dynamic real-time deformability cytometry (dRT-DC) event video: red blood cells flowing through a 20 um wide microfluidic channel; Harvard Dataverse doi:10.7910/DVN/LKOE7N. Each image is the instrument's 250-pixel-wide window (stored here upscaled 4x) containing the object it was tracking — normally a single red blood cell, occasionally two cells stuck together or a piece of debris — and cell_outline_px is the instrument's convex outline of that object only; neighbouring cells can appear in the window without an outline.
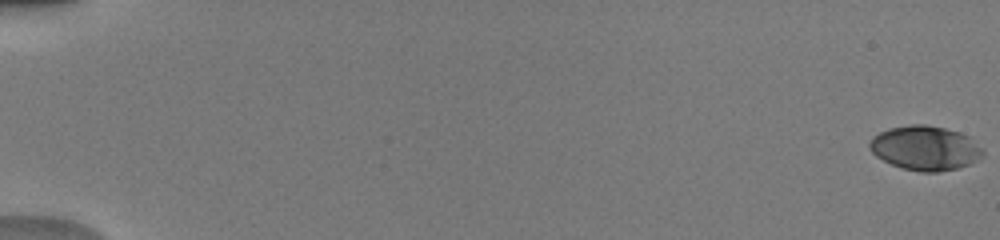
{"species": "human", "species_latin": "Homo sapiens", "temperature_condition": "warm", "stored_images_in_passage": 52, "camera_frame_rate_fps": 3000, "um_per_image_px": 0.085, "donor": {"sex": "male"}, "frame": {"image": 1, "passage_image": 1, "time_ms": 0.0, "image_size_px": [1000, 240], "cell_outline_px": [[984, 152], [976, 160], [968, 164], [956, 168], [936, 172], [920, 172], [900, 168], [876, 156], [868, 148], [868, 144], [872, 136], [888, 128], [908, 124], [924, 124], [944, 128], [960, 132], [968, 136], [984, 148]], "centroid_in_image_um": [78.61, 12.57], "position_along_channel_um": 6.4, "area_um2": 29.42}}
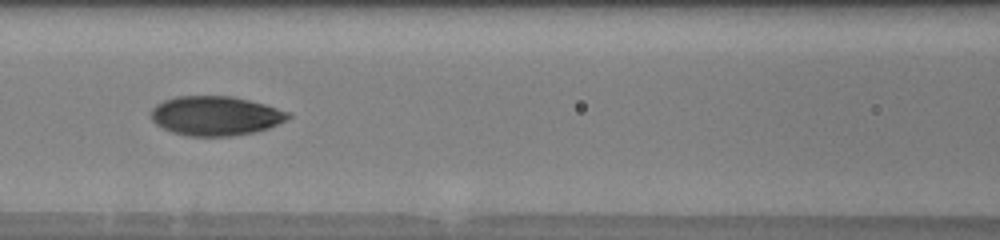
{"frame": {"image": 2, "passage_image": 26, "time_ms": 8.333, "image_size_px": [1000, 240], "cell_outline_px": [[292, 116], [268, 128], [252, 132], [232, 136], [188, 136], [172, 132], [156, 124], [152, 120], [152, 108], [156, 104], [164, 100], [176, 96], [232, 96], [264, 104], [292, 112]], "centroid_in_image_um": [18.32, 9.84], "position_along_channel_um": 148.3, "area_um2": 31.33}}
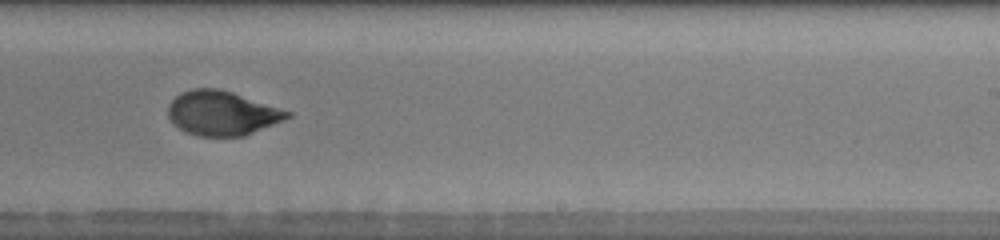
{"frame": {"image": 3, "passage_image": 35, "time_ms": 11.333, "image_size_px": [1000, 240], "cell_outline_px": [[292, 116], [284, 120], [244, 136], [200, 136], [184, 132], [172, 124], [168, 116], [168, 104], [180, 92], [192, 88], [220, 88], [292, 112]], "centroid_in_image_um": [18.84, 9.62], "position_along_channel_um": 270.2, "area_um2": 30.98}, "authors_computed_cell_mechanics": {"area_um2": 30.5473, "velocity_mm_per_s": 4.0711, "shape_relaxation_time_tau1_ms": 4.9262, "shape_relaxation_time_tau2_ms": 0.7482, "deformation_change_tau1": 0.1981, "deformation_change_tau2": 0.0515}}